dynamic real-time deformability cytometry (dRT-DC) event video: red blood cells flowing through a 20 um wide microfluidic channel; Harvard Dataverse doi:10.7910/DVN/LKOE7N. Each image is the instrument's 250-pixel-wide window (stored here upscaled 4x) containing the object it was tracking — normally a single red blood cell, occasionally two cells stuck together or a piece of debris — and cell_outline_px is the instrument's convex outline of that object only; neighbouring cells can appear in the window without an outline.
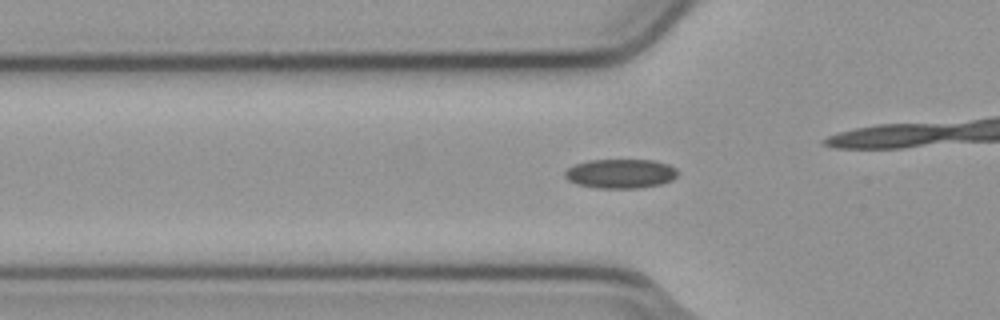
{"species": "common noctule bat (a hibernating species)", "species_latin": "Nyctalus noctula", "temperature_condition": "cold", "stored_images_in_passage": 44, "camera_frame_rate_fps": 3000, "um_per_image_px": 0.085, "animal": {"sex": "male", "body_mass_g": 23.1, "forearm_length_mm": 52.7}, "frame": {"image": 1, "passage_image": 18, "time_ms": 5.667, "image_size_px": [1000, 320], "cell_outline_px": [[676, 176], [672, 180], [660, 184], [636, 188], [596, 188], [576, 184], [568, 180], [564, 176], [564, 172], [568, 168], [576, 164], [588, 160], [656, 160], [668, 164], [676, 168]], "centroid_in_image_um": [52.73, 14.75], "position_along_channel_um": 73.1, "area_um2": 19.25}}
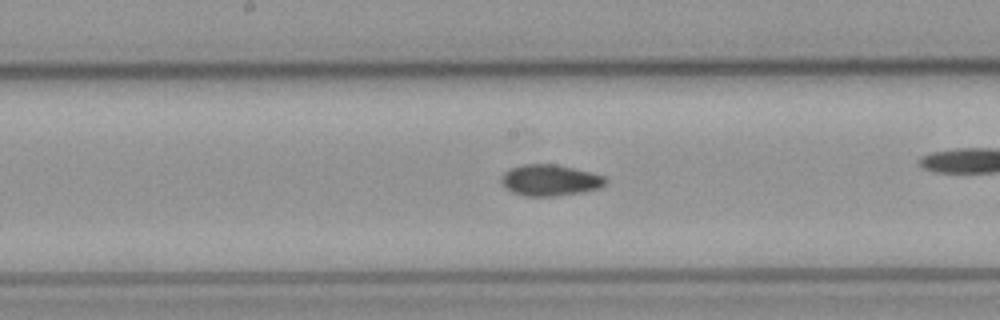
{"frame": {"image": 2, "passage_image": 28, "time_ms": 9.0, "image_size_px": [1000, 320], "cell_outline_px": [[608, 180], [600, 188], [580, 192], [556, 196], [524, 196], [512, 192], [500, 180], [500, 176], [508, 168], [524, 164], [556, 164], [592, 172], [604, 176]], "centroid_in_image_um": [46.74, 15.31], "position_along_channel_um": 201.5, "area_um2": 19.02}}
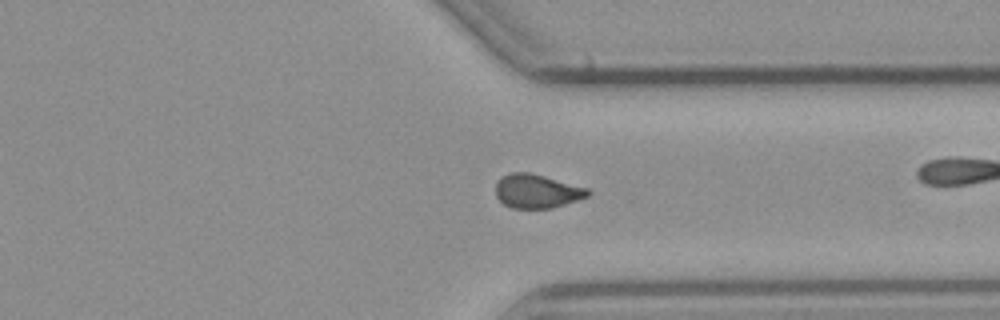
{"frame": {"image": 3, "passage_image": 41, "time_ms": 13.333, "image_size_px": [1000, 320], "cell_outline_px": [[592, 192], [588, 196], [552, 208], [512, 208], [504, 204], [496, 196], [496, 180], [500, 176], [508, 172], [528, 172], [544, 176], [588, 188]], "centroid_in_image_um": [45.6, 16.23], "position_along_channel_um": 365.8, "area_um2": 18.21}}